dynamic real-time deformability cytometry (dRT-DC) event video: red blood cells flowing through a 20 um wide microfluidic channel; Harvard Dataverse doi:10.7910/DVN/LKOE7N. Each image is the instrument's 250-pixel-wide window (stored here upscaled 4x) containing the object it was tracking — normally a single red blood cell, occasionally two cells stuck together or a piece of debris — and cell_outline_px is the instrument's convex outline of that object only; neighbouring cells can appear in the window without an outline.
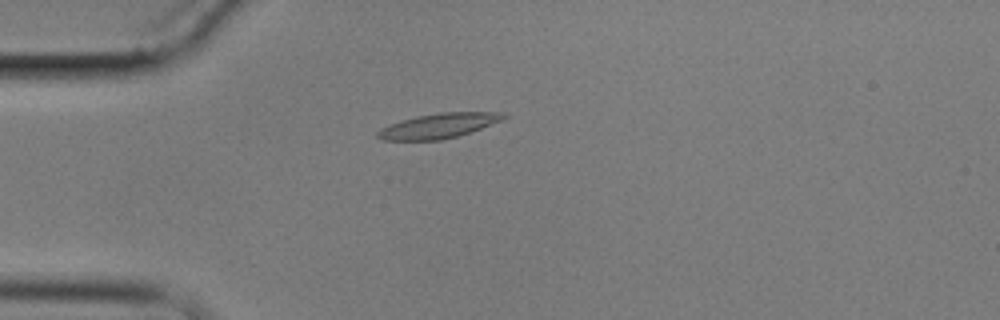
{"species": "common noctule bat (a hibernating species)", "species_latin": "Nyctalus noctula", "temperature_condition": "cold", "stored_images_in_passage": 5, "camera_frame_rate_fps": 3000, "um_per_image_px": 0.085, "animal": {"sex": "male", "body_mass_g": 17.9}, "frame": {"image": 1, "passage_image": 3, "time_ms": 2.333, "image_size_px": [1000, 320], "cell_outline_px": [[508, 116], [500, 120], [480, 128], [456, 136], [440, 140], [380, 140], [376, 136], [376, 132], [380, 128], [400, 120], [416, 116], [440, 112], [504, 112]], "centroid_in_image_um": [37.21, 10.68], "position_along_channel_um": 47.8, "area_um2": 18.09}}
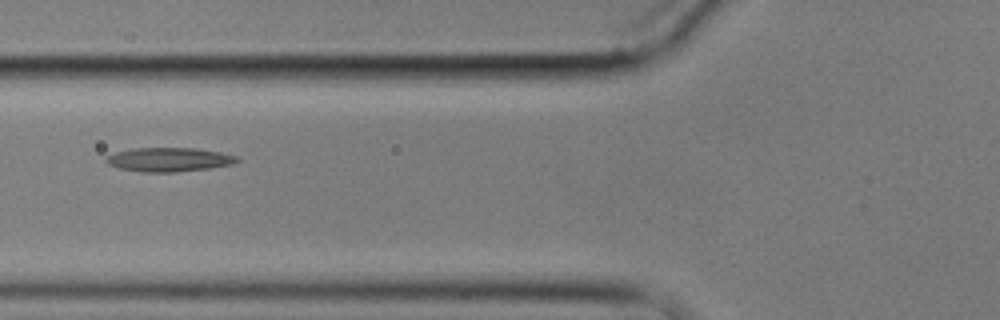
{"frame": {"image": 2, "passage_image": 5, "time_ms": 4.667, "image_size_px": [1000, 320], "cell_outline_px": [[240, 160], [232, 164], [208, 168], [176, 172], [140, 172], [120, 168], [108, 164], [104, 160], [108, 156], [116, 152], [132, 148], [196, 148], [220, 152], [240, 156]], "centroid_in_image_um": [14.38, 13.56], "position_along_channel_um": 111.4, "area_um2": 18.32}}